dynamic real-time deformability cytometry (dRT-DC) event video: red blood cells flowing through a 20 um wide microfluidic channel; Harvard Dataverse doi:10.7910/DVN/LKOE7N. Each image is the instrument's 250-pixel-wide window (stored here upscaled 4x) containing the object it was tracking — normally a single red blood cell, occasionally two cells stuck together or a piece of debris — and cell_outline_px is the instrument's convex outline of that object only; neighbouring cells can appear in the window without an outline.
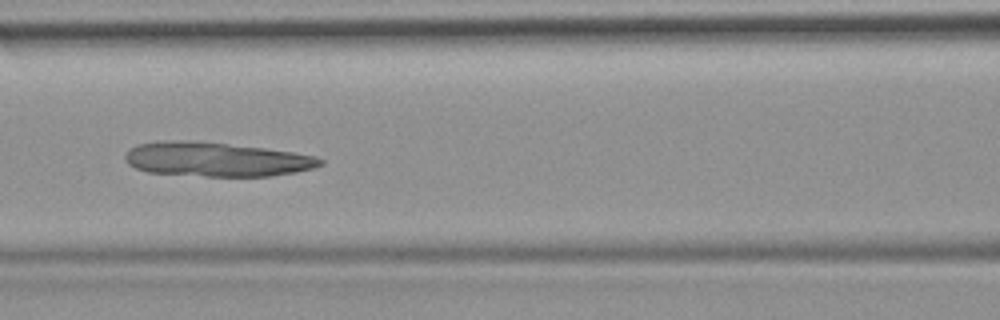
{"species": "common noctule bat (a hibernating species)", "species_latin": "Nyctalus noctula", "temperature_condition": "room temperature", "stored_images_in_passage": 52, "camera_frame_rate_fps": 3000, "um_per_image_px": 0.085, "animal": {"sex": "female", "body_mass_g": 19.9}, "frame": {"image": 1, "passage_image": 23, "time_ms": 7.333, "image_size_px": [1000, 320], "cell_outline_px": [[324, 164], [312, 168], [296, 172], [272, 176], [204, 176], [148, 172], [136, 168], [128, 164], [124, 156], [136, 144], [228, 144], [264, 148], [292, 152], [316, 156], [324, 160]], "centroid_in_image_um": [18.53, 13.61], "position_along_channel_um": 148.1, "area_um2": 37.17}}